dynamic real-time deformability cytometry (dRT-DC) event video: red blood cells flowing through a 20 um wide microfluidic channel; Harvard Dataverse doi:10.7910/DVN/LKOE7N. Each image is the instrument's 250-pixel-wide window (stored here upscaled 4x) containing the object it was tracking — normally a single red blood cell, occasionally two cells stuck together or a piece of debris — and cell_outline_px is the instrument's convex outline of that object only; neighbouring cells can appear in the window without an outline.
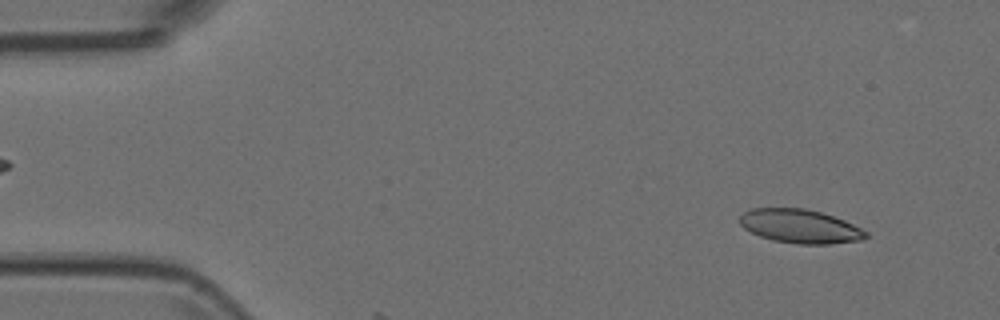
{"species": "Egyptian fruit bat (a non-hibernating species)", "species_latin": "Rousettus aegyptiacus", "temperature_condition": "room temperature", "stored_images_in_passage": 6, "camera_frame_rate_fps": 3000, "um_per_image_px": 0.085, "animal": {"sex": "female"}, "frame": {"image": 1, "passage_image": 4, "time_ms": 1.0, "image_size_px": [1000, 320], "cell_outline_px": [[868, 236], [860, 240], [828, 244], [796, 244], [772, 240], [760, 236], [744, 228], [740, 224], [740, 216], [744, 212], [752, 208], [804, 208], [820, 212], [844, 220], [868, 232]], "centroid_in_image_um": [67.99, 19.23], "position_along_channel_um": 17.0, "area_um2": 24.68}}